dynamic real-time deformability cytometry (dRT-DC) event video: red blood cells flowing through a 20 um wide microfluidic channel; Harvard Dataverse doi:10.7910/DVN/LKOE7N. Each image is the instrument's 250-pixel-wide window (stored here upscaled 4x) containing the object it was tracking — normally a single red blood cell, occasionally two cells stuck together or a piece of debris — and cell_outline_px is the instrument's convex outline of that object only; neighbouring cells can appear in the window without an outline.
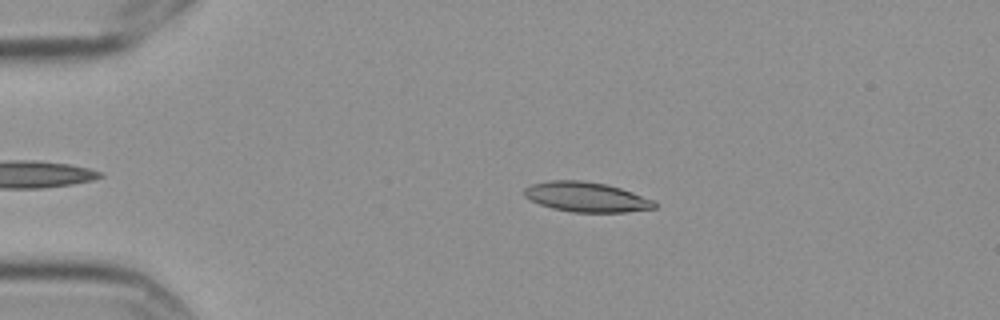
{"species": "Egyptian fruit bat (a non-hibernating species)", "species_latin": "Rousettus aegyptiacus", "temperature_condition": "cold", "stored_images_in_passage": 4, "camera_frame_rate_fps": 3000, "um_per_image_px": 0.085, "frame": {"image": 1, "passage_image": 3, "time_ms": 0.667, "image_size_px": [1000, 320], "cell_outline_px": [[656, 208], [624, 212], [572, 212], [552, 208], [540, 204], [524, 196], [524, 188], [532, 184], [552, 180], [580, 180], [604, 184], [620, 188], [656, 200]], "centroid_in_image_um": [49.86, 16.75], "position_along_channel_um": 35.1, "area_um2": 22.54}}